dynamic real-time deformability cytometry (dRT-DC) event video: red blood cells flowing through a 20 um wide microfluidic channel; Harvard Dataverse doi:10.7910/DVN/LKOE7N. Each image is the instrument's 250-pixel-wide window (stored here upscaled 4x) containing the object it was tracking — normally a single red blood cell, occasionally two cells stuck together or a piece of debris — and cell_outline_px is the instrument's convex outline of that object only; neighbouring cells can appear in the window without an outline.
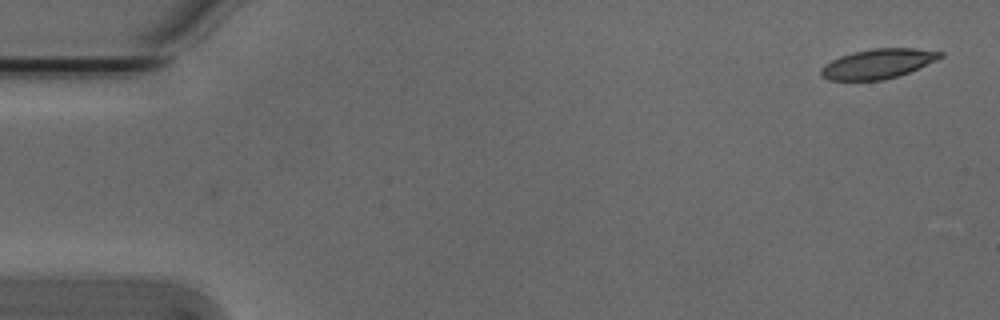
{"species": "Egyptian fruit bat (a non-hibernating species)", "species_latin": "Rousettus aegyptiacus", "temperature_condition": "cold", "stored_images_in_passage": 50, "camera_frame_rate_fps": 3000, "um_per_image_px": 0.085, "animal": {"sex": "male"}, "frame": {"image": 1, "passage_image": 1, "time_ms": 0.0, "image_size_px": [1000, 320], "cell_outline_px": [[944, 56], [936, 60], [908, 72], [884, 80], [828, 80], [820, 76], [820, 68], [824, 64], [840, 56], [852, 52], [872, 48], [916, 48], [944, 52]], "centroid_in_image_um": [74.59, 5.41], "position_along_channel_um": 10.4, "area_um2": 20.63}}
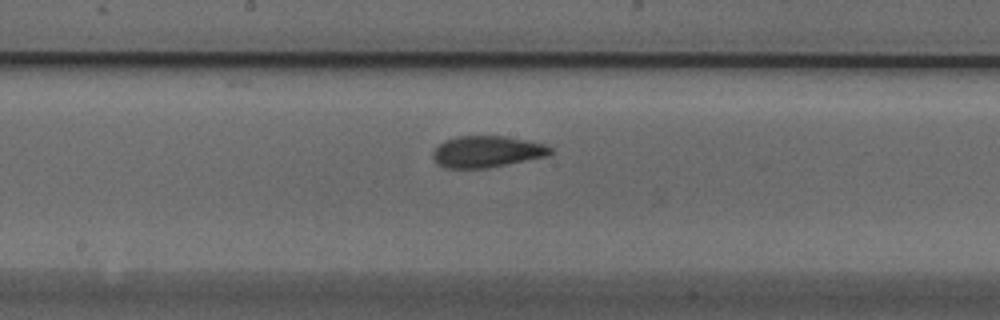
{"frame": {"image": 2, "passage_image": 27, "time_ms": 8.667, "image_size_px": [1000, 320], "cell_outline_px": [[552, 152], [548, 156], [488, 168], [444, 168], [436, 164], [432, 156], [432, 152], [444, 140], [456, 136], [504, 136], [548, 144], [552, 148]], "centroid_in_image_um": [41.39, 12.89], "position_along_channel_um": 206.8, "area_um2": 21.79}}
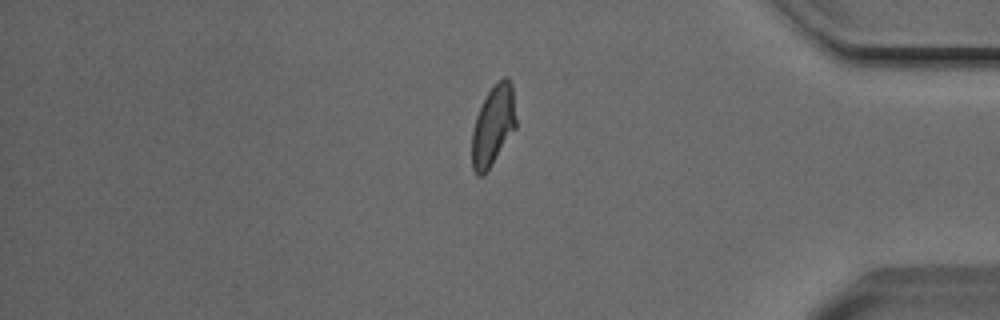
{"frame": {"image": 3, "passage_image": 44, "time_ms": 14.333, "image_size_px": [1000, 320], "cell_outline_px": [[516, 128], [484, 176], [476, 176], [472, 168], [472, 132], [476, 116], [488, 92], [504, 76], [508, 76], [512, 84], [516, 120]], "centroid_in_image_um": [41.92, 10.71], "position_along_channel_um": 393.3, "area_um2": 20.52}, "authors_computed_cell_mechanics": {"area_um2": 21.4149, "velocity_mm_per_s": 3.8044, "shape_relaxation_time_tau1_ms": 4.9319, "shape_relaxation_time_tau2_ms": 1.8175, "deformation_change_tau1": 0.1536, "deformation_change_tau2": 0.0758}}